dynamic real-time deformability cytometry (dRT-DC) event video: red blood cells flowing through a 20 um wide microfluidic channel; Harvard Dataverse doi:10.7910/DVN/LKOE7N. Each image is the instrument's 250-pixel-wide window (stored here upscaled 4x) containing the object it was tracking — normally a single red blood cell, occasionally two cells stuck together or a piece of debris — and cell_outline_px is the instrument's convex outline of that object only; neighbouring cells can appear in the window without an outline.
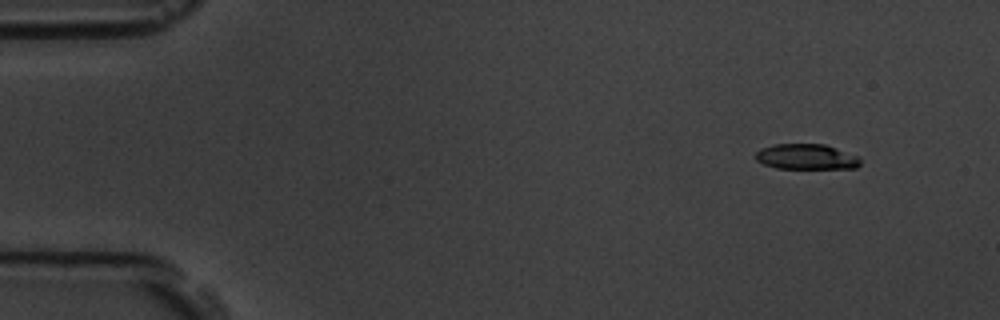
{"species": "common noctule bat (a hibernating species)", "species_latin": "Nyctalus noctula", "temperature_condition": "room temperature", "stored_images_in_passage": 4, "camera_frame_rate_fps": 3000, "um_per_image_px": 0.085, "animal": {"sex": "male", "body_mass_g": 19.5, "forearm_length_mm": 54.6}, "frame": {"image": 1, "passage_image": 1, "time_ms": 0.0, "image_size_px": [1000, 320], "cell_outline_px": [[860, 164], [856, 168], [776, 168], [764, 164], [756, 160], [756, 152], [760, 148], [776, 144], [824, 144], [836, 148], [856, 156], [860, 160]], "centroid_in_image_um": [68.51, 13.32], "position_along_channel_um": 16.5, "area_um2": 15.32}}
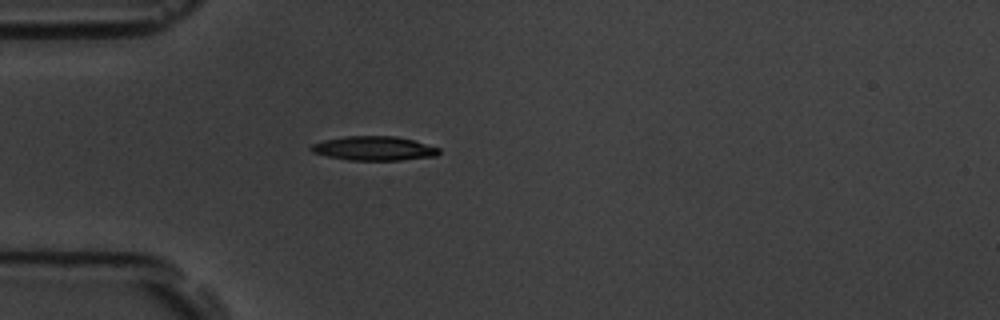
{"frame": {"image": 2, "passage_image": 4, "time_ms": 3.667, "image_size_px": [1000, 320], "cell_outline_px": [[440, 152], [436, 156], [400, 160], [348, 160], [328, 156], [312, 152], [308, 148], [312, 144], [324, 140], [344, 136], [396, 136], [412, 140], [440, 148]], "centroid_in_image_um": [31.77, 12.61], "position_along_channel_um": 53.2, "area_um2": 17.98}}